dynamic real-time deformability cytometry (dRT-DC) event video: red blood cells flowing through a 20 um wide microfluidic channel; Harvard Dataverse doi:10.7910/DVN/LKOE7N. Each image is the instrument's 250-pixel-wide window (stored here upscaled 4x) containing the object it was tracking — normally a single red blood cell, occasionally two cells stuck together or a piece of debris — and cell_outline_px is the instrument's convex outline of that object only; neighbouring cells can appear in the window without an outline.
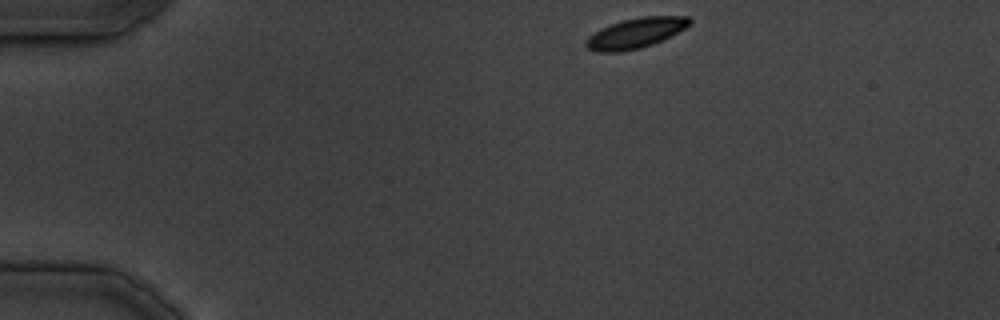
{"species": "common noctule bat (a hibernating species)", "species_latin": "Nyctalus noctula", "temperature_condition": "cold", "stored_images_in_passage": 30, "camera_frame_rate_fps": 3000, "um_per_image_px": 0.085, "animal": {"sex": "male", "body_mass_g": 19.5, "forearm_length_mm": 54.6}, "frame": {"image": 1, "passage_image": 1, "time_ms": 0.0, "image_size_px": [1000, 320], "cell_outline_px": [[692, 24], [652, 44], [640, 48], [620, 52], [596, 52], [588, 48], [584, 44], [584, 40], [588, 36], [600, 28], [624, 20], [640, 16], [688, 16], [692, 20]], "centroid_in_image_um": [53.99, 2.81], "position_along_channel_um": 31.0, "area_um2": 18.09}}
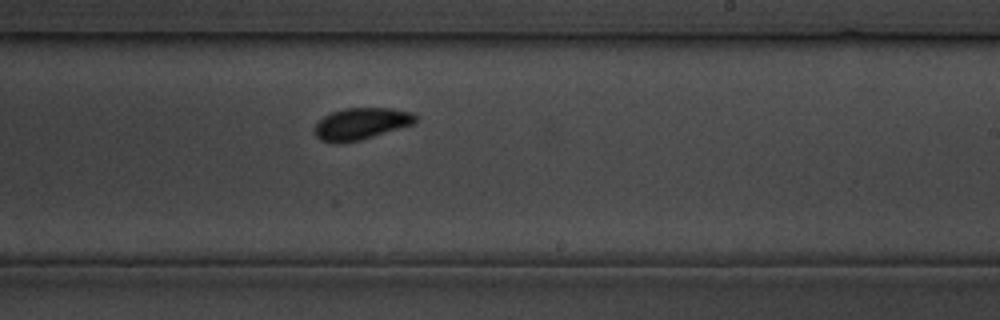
{"frame": {"image": 2, "passage_image": 17, "time_ms": 20.0, "image_size_px": [1000, 320], "cell_outline_px": [[420, 120], [416, 124], [360, 140], [340, 144], [332, 144], [320, 140], [312, 132], [312, 128], [324, 116], [332, 112], [344, 108], [392, 108], [412, 112]], "centroid_in_image_um": [30.7, 10.53], "position_along_channel_um": 258.3, "area_um2": 19.19}}
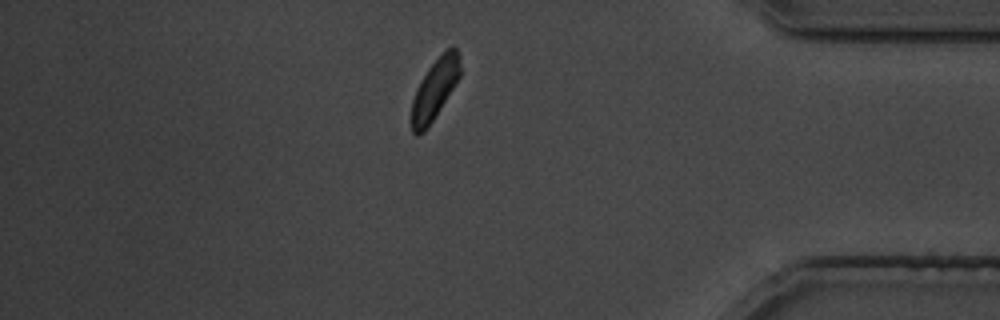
{"frame": {"image": 3, "passage_image": 26, "time_ms": 31.333, "image_size_px": [1000, 320], "cell_outline_px": [[460, 76], [428, 128], [424, 132], [416, 136], [412, 132], [412, 100], [416, 88], [428, 68], [448, 48], [456, 48], [460, 56]], "centroid_in_image_um": [36.94, 7.62], "position_along_channel_um": 398.3, "area_um2": 16.82}}